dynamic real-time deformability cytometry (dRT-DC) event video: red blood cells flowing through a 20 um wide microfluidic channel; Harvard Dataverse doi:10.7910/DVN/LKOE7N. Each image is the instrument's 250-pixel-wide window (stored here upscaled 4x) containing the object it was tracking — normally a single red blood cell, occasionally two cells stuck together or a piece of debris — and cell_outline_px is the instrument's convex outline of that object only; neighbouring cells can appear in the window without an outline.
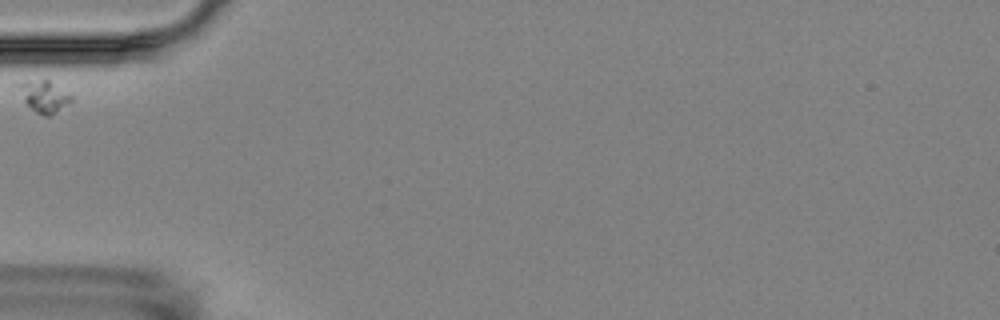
{"species": "Egyptian fruit bat (a non-hibernating species)", "species_latin": "Rousettus aegyptiacus", "temperature_condition": "room temperature", "stored_images_in_passage": 2, "camera_frame_rate_fps": 3000, "um_per_image_px": 0.085, "animal": {"sex": "female"}, "frame": {"image": 1, "passage_image": 1, "time_ms": 0.0, "image_size_px": [1000, 320], "cell_outline_px": [[76, 96], [72, 100], [48, 116], [44, 116], [36, 112], [24, 104], [12, 84], [24, 80], [48, 80]], "centroid_in_image_um": [3.63, 8.15], "position_along_channel_um": 81.4, "area_um2": 10.23}}